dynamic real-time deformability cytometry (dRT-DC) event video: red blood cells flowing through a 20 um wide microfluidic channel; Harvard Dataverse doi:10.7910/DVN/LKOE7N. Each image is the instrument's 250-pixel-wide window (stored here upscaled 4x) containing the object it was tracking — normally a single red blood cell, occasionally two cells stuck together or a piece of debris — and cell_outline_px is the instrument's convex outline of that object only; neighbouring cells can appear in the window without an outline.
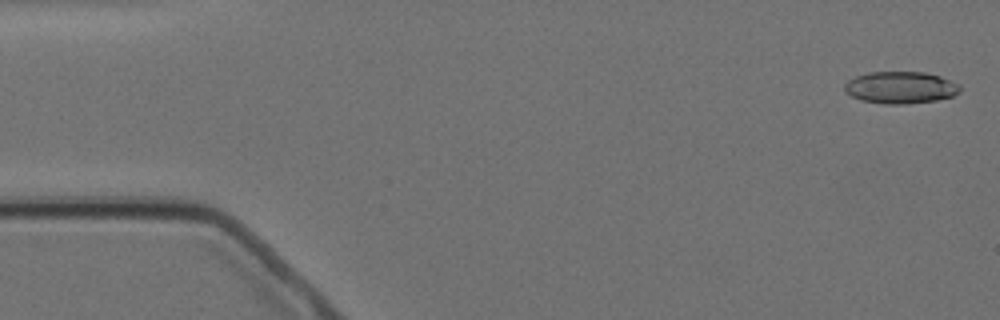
{"species": "Egyptian fruit bat (a non-hibernating species)", "species_latin": "Rousettus aegyptiacus", "temperature_condition": "cold", "stored_images_in_passage": 4, "camera_frame_rate_fps": 3000, "um_per_image_px": 0.085, "animal": {"sex": "female"}, "frame": {"image": 1, "passage_image": 1, "time_ms": 0.0, "image_size_px": [1000, 320], "cell_outline_px": [[960, 92], [952, 96], [936, 100], [908, 104], [884, 104], [860, 100], [844, 92], [844, 84], [848, 80], [856, 76], [868, 72], [924, 72], [940, 76], [960, 84]], "centroid_in_image_um": [76.53, 7.44], "position_along_channel_um": 8.5, "area_um2": 21.68}}
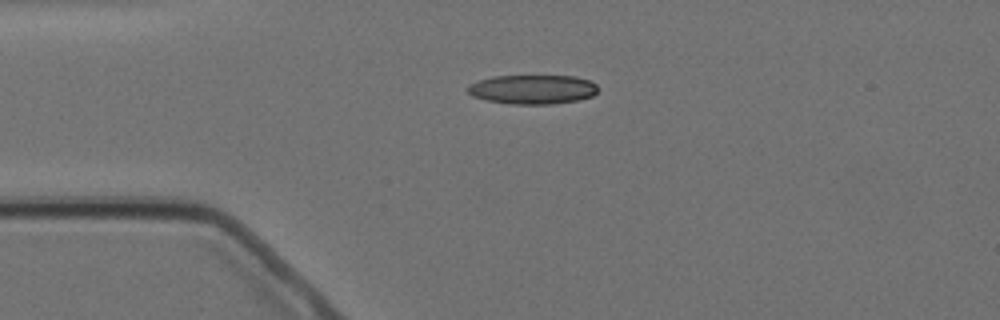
{"frame": {"image": 2, "passage_image": 4, "time_ms": 3.667, "image_size_px": [1000, 320], "cell_outline_px": [[600, 88], [592, 96], [576, 100], [552, 104], [508, 104], [488, 100], [472, 96], [464, 88], [468, 84], [492, 76], [576, 76], [592, 80]], "centroid_in_image_um": [45.27, 7.59], "position_along_channel_um": 39.7, "area_um2": 22.43}}